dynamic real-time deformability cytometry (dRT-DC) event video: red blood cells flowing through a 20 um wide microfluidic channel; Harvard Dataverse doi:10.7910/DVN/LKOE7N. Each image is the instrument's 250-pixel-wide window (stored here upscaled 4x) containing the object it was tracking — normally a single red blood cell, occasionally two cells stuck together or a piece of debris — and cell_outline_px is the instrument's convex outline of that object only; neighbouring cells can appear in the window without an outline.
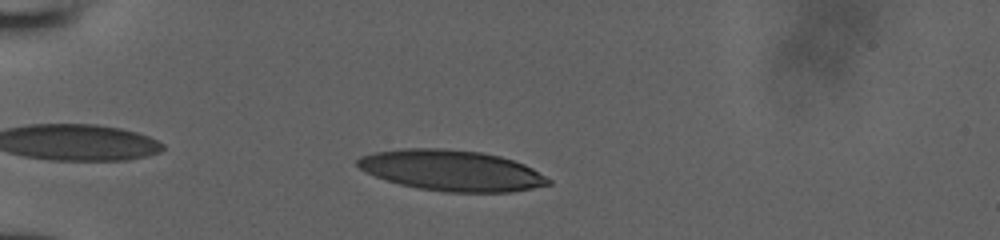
{"species": "human", "species_latin": "Homo sapiens", "temperature_condition": "room temperature", "stored_images_in_passage": 36, "camera_frame_rate_fps": 3000, "um_per_image_px": 0.085, "donor": {"sex": "male"}, "frame": {"image": 1, "passage_image": 4, "time_ms": 1.0, "image_size_px": [1000, 240], "cell_outline_px": [[552, 184], [512, 192], [444, 192], [420, 188], [400, 184], [376, 176], [360, 168], [356, 164], [356, 160], [360, 156], [372, 152], [404, 148], [440, 148], [480, 152], [500, 156], [524, 164], [532, 168], [552, 180]], "centroid_in_image_um": [38.39, 14.49], "position_along_channel_um": 46.6, "area_um2": 45.2}}
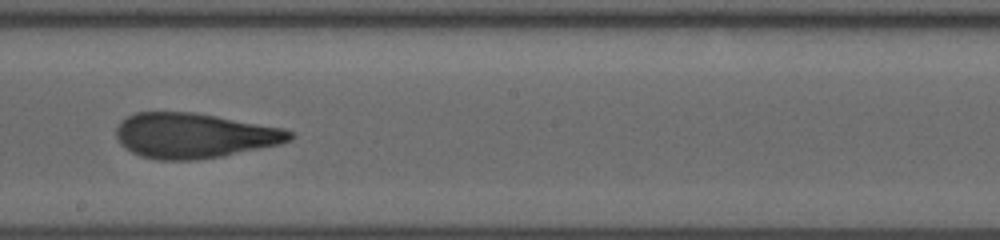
{"frame": {"image": 2, "passage_image": 20, "time_ms": 6.333, "image_size_px": [1000, 240], "cell_outline_px": [[296, 136], [292, 140], [280, 144], [220, 156], [196, 160], [156, 160], [140, 156], [124, 148], [120, 144], [116, 136], [116, 128], [120, 120], [136, 112], [196, 112], [284, 128], [292, 132]], "centroid_in_image_um": [16.49, 11.52], "position_along_channel_um": 231.7, "area_um2": 45.84}}
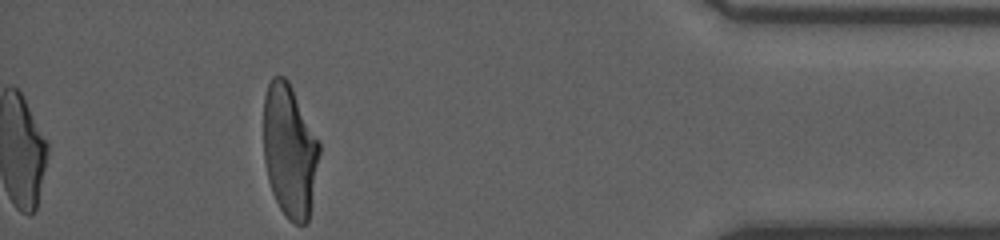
{"frame": {"image": 3, "passage_image": 36, "time_ms": 11.667, "image_size_px": [1000, 240], "cell_outline_px": [[320, 152], [308, 220], [304, 224], [296, 224], [288, 220], [280, 208], [272, 192], [268, 180], [264, 160], [264, 96], [268, 84], [272, 76], [284, 76], [288, 80], [320, 144]], "centroid_in_image_um": [24.6, 12.81], "position_along_channel_um": 410.6, "area_um2": 42.89}}